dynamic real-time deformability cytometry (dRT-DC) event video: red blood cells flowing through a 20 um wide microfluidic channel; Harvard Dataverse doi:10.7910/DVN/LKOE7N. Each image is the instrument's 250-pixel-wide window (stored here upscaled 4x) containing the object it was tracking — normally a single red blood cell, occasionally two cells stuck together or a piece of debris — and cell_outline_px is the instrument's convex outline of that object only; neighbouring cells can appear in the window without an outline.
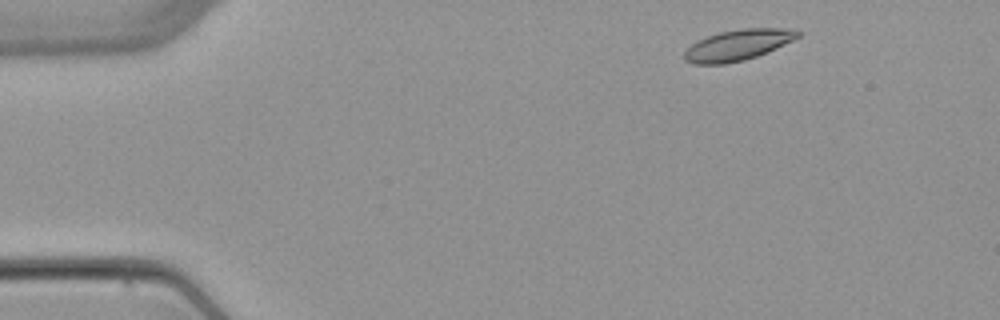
{"species": "common noctule bat (a hibernating species)", "species_latin": "Nyctalus noctula", "temperature_condition": "warm", "stored_images_in_passage": 5, "camera_frame_rate_fps": 3000, "um_per_image_px": 0.085, "animal": {"sex": "female", "body_mass_g": 22.7, "forearm_length_mm": 54.2}, "frame": {"image": 1, "passage_image": 1, "time_ms": 0.0, "image_size_px": [1000, 320], "cell_outline_px": [[804, 32], [800, 36], [768, 52], [744, 60], [724, 64], [692, 64], [684, 60], [684, 52], [692, 44], [708, 36], [720, 32], [744, 28], [780, 28]], "centroid_in_image_um": [62.71, 3.83], "position_along_channel_um": 22.3, "area_um2": 20.17}}
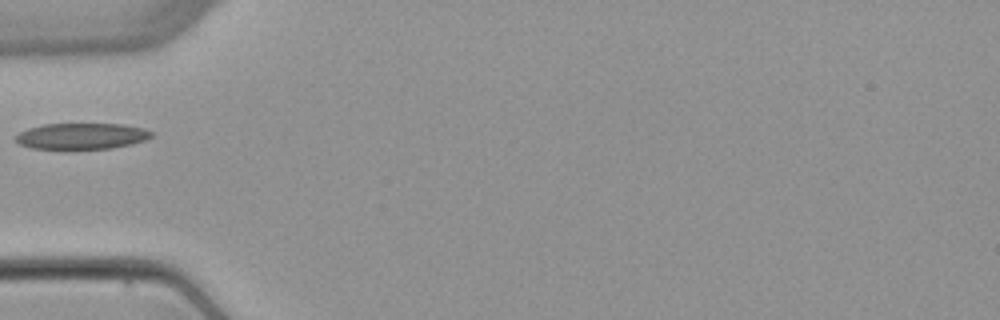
{"frame": {"image": 2, "passage_image": 4, "time_ms": 3.667, "image_size_px": [1000, 320], "cell_outline_px": [[152, 136], [144, 140], [132, 144], [112, 148], [68, 152], [64, 152], [32, 148], [20, 144], [12, 136], [28, 128], [44, 124], [124, 124], [144, 128], [152, 132]], "centroid_in_image_um": [6.88, 11.62], "position_along_channel_um": 78.1, "area_um2": 21.68}}
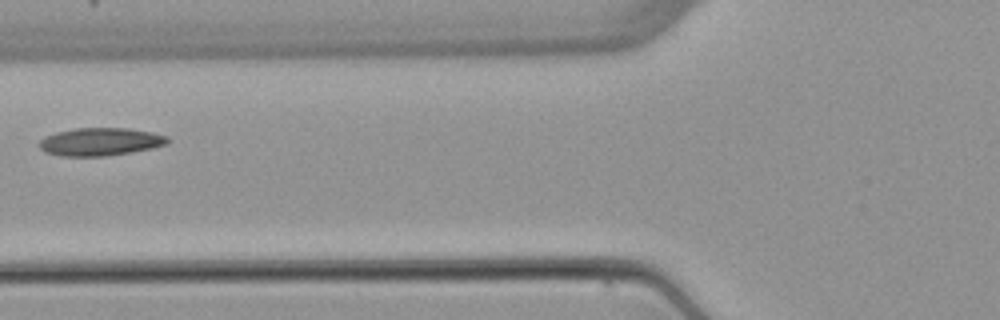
{"frame": {"image": 3, "passage_image": 5, "time_ms": 4.667, "image_size_px": [1000, 320], "cell_outline_px": [[168, 144], [152, 148], [132, 152], [108, 156], [60, 156], [44, 152], [36, 144], [44, 136], [56, 132], [76, 128], [128, 128], [152, 132], [168, 136]], "centroid_in_image_um": [8.5, 12.05], "position_along_channel_um": 117.3, "area_um2": 21.1}}